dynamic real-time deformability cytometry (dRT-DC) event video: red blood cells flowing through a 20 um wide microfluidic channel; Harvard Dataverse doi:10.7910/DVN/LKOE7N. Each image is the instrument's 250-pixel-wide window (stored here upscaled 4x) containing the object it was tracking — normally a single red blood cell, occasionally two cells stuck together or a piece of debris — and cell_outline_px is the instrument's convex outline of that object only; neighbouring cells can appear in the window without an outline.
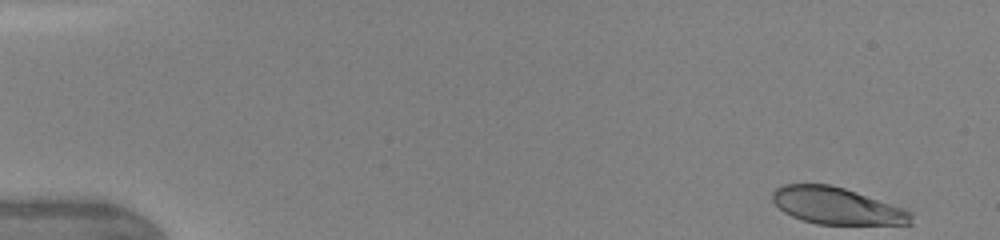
{"species": "human", "species_latin": "Homo sapiens", "temperature_condition": "warm", "stored_images_in_passage": 71, "camera_frame_rate_fps": 3000, "um_per_image_px": 0.085, "donor": {"sex": "female"}, "frame": {"image": 1, "passage_image": 1, "time_ms": 0.0, "image_size_px": [1000, 240], "cell_outline_px": [[912, 224], [816, 224], [792, 216], [784, 212], [772, 200], [772, 192], [776, 188], [784, 184], [828, 184], [844, 188], [904, 208], [912, 212]], "centroid_in_image_um": [71.12, 17.5], "position_along_channel_um": 13.9, "area_um2": 29.54}}
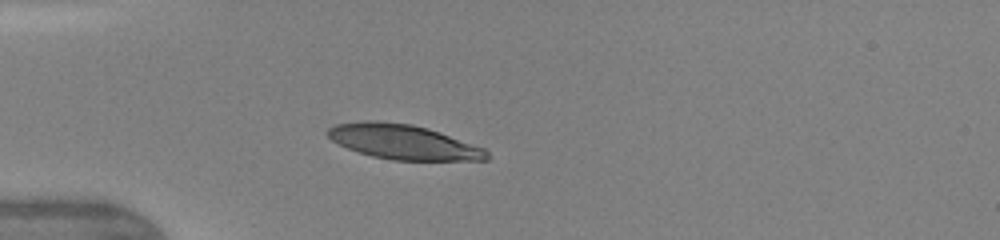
{"frame": {"image": 2, "passage_image": 24, "time_ms": 3.667, "image_size_px": [1000, 240], "cell_outline_px": [[488, 160], [392, 160], [372, 156], [348, 148], [332, 140], [324, 132], [328, 128], [336, 124], [364, 120], [376, 120], [412, 124], [428, 128], [440, 132], [484, 148], [488, 152]], "centroid_in_image_um": [34.26, 12.05], "position_along_channel_um": 50.7, "area_um2": 32.14}}
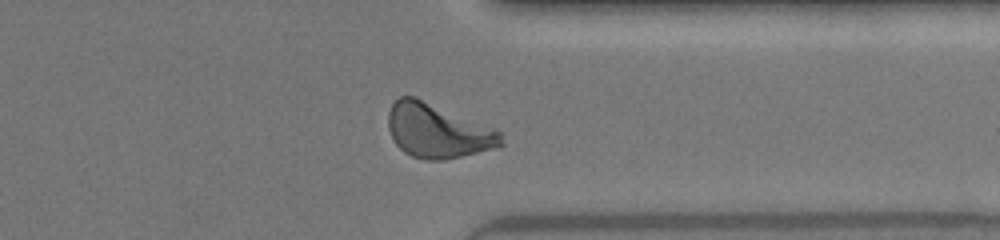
{"frame": {"image": 3, "passage_image": 65, "time_ms": 11.667, "image_size_px": [1000, 240], "cell_outline_px": [[504, 144], [500, 148], [444, 160], [428, 160], [412, 156], [404, 152], [396, 144], [388, 128], [388, 112], [392, 104], [400, 96], [416, 96], [492, 128], [500, 132], [504, 140]], "centroid_in_image_um": [37.21, 11.13], "position_along_channel_um": 374.2, "area_um2": 35.66}, "authors_computed_cell_mechanics": {"area_um2": 33.2928, "velocity_mm_per_s": 4.2604, "shape_relaxation_time_tau1_ms": 2.9287, "shape_relaxation_time_tau2_ms": null, "deformation_change_tau1": 0.1563, "deformation_change_tau2": null}}